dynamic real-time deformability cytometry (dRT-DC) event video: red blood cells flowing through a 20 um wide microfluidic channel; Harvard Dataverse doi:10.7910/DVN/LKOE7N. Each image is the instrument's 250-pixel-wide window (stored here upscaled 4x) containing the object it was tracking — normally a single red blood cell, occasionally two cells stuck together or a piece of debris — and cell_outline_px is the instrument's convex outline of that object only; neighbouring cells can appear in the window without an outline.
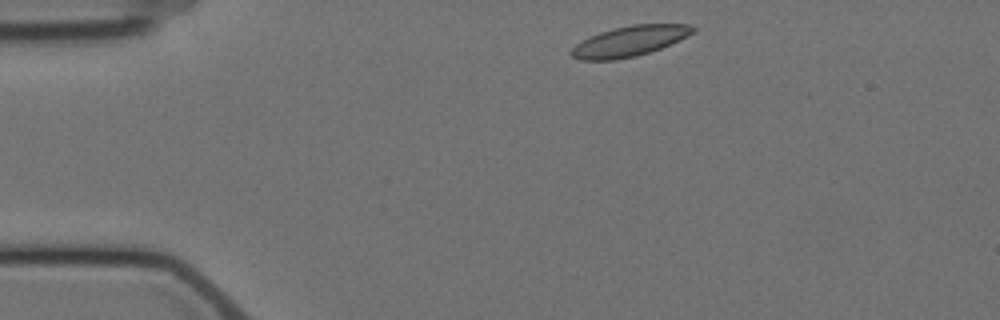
{"species": "Egyptian fruit bat (a non-hibernating species)", "species_latin": "Rousettus aegyptiacus", "temperature_condition": "cold", "stored_images_in_passage": 2, "camera_frame_rate_fps": 3000, "um_per_image_px": 0.085, "animal": {"sex": "female"}, "frame": {"image": 1, "passage_image": 1, "time_ms": 0.0, "image_size_px": [1000, 320], "cell_outline_px": [[696, 32], [680, 40], [660, 48], [636, 56], [616, 60], [580, 60], [572, 56], [572, 48], [576, 44], [600, 32], [632, 24], [692, 24], [696, 28]], "centroid_in_image_um": [53.58, 3.49], "position_along_channel_um": 31.4, "area_um2": 21.33}}